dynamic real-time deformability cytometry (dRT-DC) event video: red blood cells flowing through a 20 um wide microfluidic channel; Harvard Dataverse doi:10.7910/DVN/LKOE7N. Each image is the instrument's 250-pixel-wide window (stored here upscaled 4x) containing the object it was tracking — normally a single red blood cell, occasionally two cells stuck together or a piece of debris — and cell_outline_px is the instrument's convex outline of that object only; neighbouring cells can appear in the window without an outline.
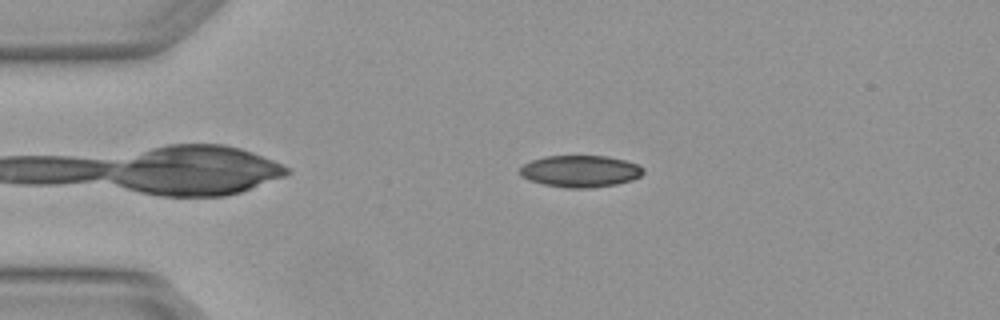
{"species": "Egyptian fruit bat (a non-hibernating species)", "species_latin": "Rousettus aegyptiacus", "temperature_condition": "warm", "stored_images_in_passage": 3, "camera_frame_rate_fps": 3000, "um_per_image_px": 0.085, "animal": {"sex": "female"}, "frame": {"image": 1, "passage_image": 2, "time_ms": 0.333, "image_size_px": [1000, 320], "cell_outline_px": [[644, 172], [640, 176], [632, 180], [616, 184], [588, 188], [564, 188], [544, 184], [528, 180], [520, 176], [520, 168], [524, 164], [532, 160], [544, 156], [608, 156], [640, 164], [644, 168]], "centroid_in_image_um": [49.33, 14.55], "position_along_channel_um": 35.7, "area_um2": 23.0}}